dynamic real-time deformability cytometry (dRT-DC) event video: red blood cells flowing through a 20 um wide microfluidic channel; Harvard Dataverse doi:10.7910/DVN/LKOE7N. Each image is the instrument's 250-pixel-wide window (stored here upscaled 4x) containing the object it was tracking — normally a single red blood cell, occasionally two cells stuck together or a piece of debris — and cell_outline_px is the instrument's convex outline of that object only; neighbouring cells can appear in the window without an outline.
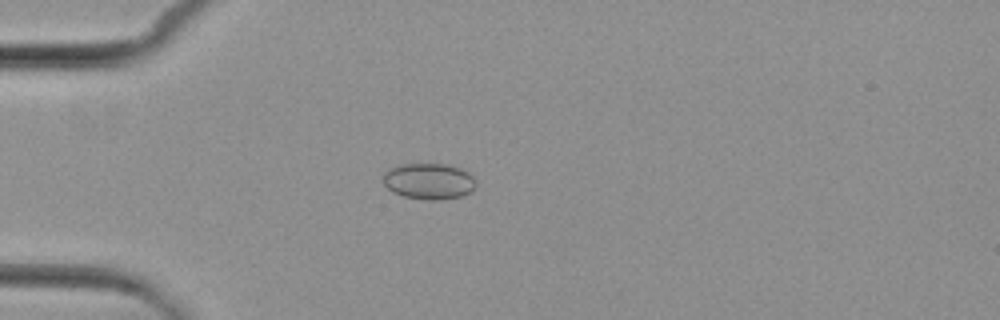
{"species": "common noctule bat (a hibernating species)", "species_latin": "Nyctalus noctula", "temperature_condition": "cold", "stored_images_in_passage": 5, "camera_frame_rate_fps": 3000, "um_per_image_px": 0.085, "animal": {"sex": "female", "body_mass_g": 29.2, "forearm_length_mm": 56.3}, "frame": {"image": 1, "passage_image": 5, "time_ms": 4.667, "image_size_px": [1000, 320], "cell_outline_px": [[476, 188], [472, 192], [460, 196], [440, 200], [428, 200], [404, 196], [392, 192], [384, 184], [384, 172], [388, 168], [404, 164], [444, 164], [460, 168], [468, 172], [476, 180]], "centroid_in_image_um": [36.48, 15.41], "position_along_channel_um": 48.5, "area_um2": 19.59}}